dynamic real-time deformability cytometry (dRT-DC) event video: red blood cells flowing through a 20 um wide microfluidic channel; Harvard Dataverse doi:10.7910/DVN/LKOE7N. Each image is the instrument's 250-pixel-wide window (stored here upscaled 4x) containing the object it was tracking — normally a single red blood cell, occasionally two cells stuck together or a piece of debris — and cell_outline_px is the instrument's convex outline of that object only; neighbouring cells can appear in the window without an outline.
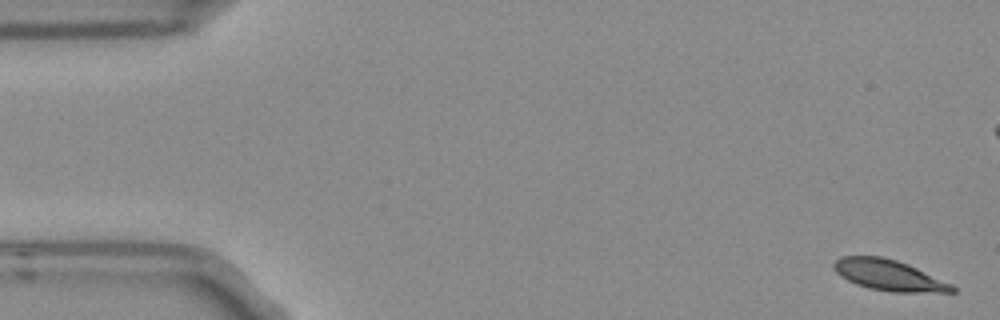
{"species": "Egyptian fruit bat (a non-hibernating species)", "species_latin": "Rousettus aegyptiacus", "temperature_condition": "room temperature", "stored_images_in_passage": 6, "camera_frame_rate_fps": 3000, "um_per_image_px": 0.085, "frame": {"image": 1, "passage_image": 1, "time_ms": 0.0, "image_size_px": [1000, 320], "cell_outline_px": [[956, 292], [892, 292], [868, 288], [856, 284], [840, 276], [836, 272], [832, 264], [840, 256], [880, 256], [896, 260], [908, 264], [952, 284], [956, 288]], "centroid_in_image_um": [75.54, 23.39], "position_along_channel_um": 9.5, "area_um2": 21.21}}